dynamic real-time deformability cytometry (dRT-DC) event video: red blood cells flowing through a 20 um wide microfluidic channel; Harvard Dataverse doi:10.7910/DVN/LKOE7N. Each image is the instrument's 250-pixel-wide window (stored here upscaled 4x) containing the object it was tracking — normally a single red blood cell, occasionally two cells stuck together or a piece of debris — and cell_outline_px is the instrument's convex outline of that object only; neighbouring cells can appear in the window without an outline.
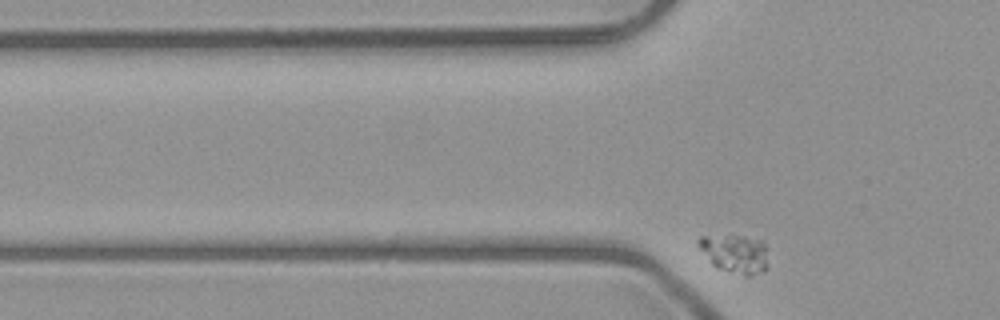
{"species": "common noctule bat (a hibernating species)", "species_latin": "Nyctalus noctula", "temperature_condition": "room temperature", "stored_images_in_passage": 5, "segment_of_instrument_passage": [2, 2], "camera_frame_rate_fps": 3000, "um_per_image_px": 0.085, "animal": {"sex": "male", "body_mass_g": 23.1, "forearm_length_mm": 52.7}, "frame": {"image": 1, "passage_image": 5, "time_ms": 4.667, "image_size_px": [1000, 320], "cell_outline_px": [[768, 268], [764, 272], [752, 276], [744, 276], [716, 268], [712, 264], [696, 244], [696, 240], [700, 236], [744, 236], [760, 240], [764, 244]], "centroid_in_image_um": [62.47, 21.59], "position_along_channel_um": 63.3, "area_um2": 15.78}}